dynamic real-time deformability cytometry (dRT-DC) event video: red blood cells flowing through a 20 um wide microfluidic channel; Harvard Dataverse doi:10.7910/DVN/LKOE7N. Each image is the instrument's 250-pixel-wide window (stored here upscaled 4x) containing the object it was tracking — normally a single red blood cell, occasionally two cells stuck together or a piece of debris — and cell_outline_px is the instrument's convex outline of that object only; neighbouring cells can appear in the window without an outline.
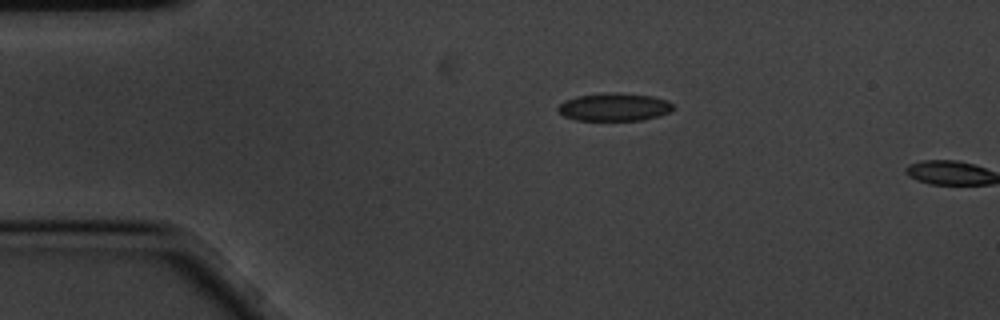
{"species": "common noctule bat (a hibernating species)", "species_latin": "Nyctalus noctula", "temperature_condition": "cold", "stored_images_in_passage": 2, "camera_frame_rate_fps": 3000, "um_per_image_px": 0.085, "animal": {"sex": "male", "body_mass_g": 20.1, "forearm_length_mm": 53.5}, "frame": {"image": 1, "passage_image": 1, "time_ms": 0.0, "image_size_px": [1000, 320], "cell_outline_px": [[672, 108], [668, 112], [660, 116], [644, 120], [576, 120], [564, 116], [556, 108], [564, 100], [576, 96], [608, 92], [612, 92], [652, 96], [668, 100], [672, 104]], "centroid_in_image_um": [52.19, 9.09], "position_along_channel_um": 32.8, "area_um2": 18.73}}